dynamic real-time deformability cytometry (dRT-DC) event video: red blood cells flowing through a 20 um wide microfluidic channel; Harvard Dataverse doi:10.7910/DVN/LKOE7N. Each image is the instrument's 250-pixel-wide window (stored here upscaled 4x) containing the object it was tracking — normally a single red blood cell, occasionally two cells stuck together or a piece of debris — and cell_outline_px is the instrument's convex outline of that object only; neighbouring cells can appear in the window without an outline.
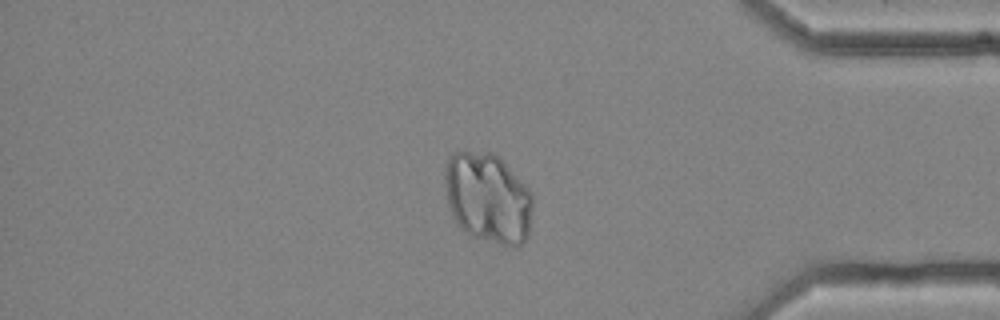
{"species": "common noctule bat (a hibernating species)", "species_latin": "Nyctalus noctula", "temperature_condition": "cold", "stored_images_in_passage": 55, "camera_frame_rate_fps": 3000, "um_per_image_px": 0.085, "animal": {"sex": "female", "body_mass_g": 25.1}, "frame": {"image": 1, "passage_image": 47, "time_ms": 15.333, "image_size_px": [1000, 320], "cell_outline_px": [[532, 208], [528, 236], [524, 244], [516, 248], [512, 248], [472, 236], [464, 232], [460, 228], [452, 216], [448, 204], [444, 184], [444, 168], [448, 156], [464, 148], [492, 152], [500, 156], [528, 188], [532, 196]], "centroid_in_image_um": [41.45, 16.8], "position_along_channel_um": 393.7, "area_um2": 47.51}}